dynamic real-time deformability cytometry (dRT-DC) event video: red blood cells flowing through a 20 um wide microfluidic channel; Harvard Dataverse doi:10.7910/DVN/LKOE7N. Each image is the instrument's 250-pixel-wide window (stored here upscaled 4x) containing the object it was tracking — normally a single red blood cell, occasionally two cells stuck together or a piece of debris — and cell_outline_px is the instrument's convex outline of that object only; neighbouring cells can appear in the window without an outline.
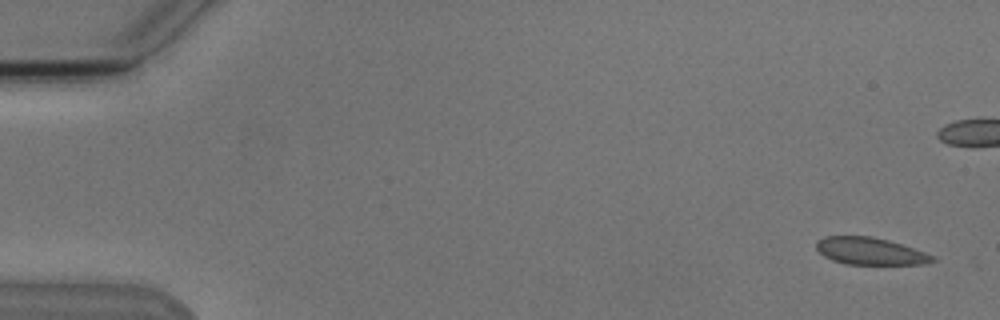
{"species": "Egyptian fruit bat (a non-hibernating species)", "species_latin": "Rousettus aegyptiacus", "temperature_condition": "cold", "stored_images_in_passage": 4, "camera_frame_rate_fps": 3000, "um_per_image_px": 0.085, "animal": {"sex": "male"}, "frame": {"image": 1, "passage_image": 1, "time_ms": 0.0, "image_size_px": [1000, 320], "cell_outline_px": [[936, 260], [924, 264], [844, 264], [832, 260], [824, 256], [816, 248], [816, 240], [824, 236], [872, 236], [888, 240], [924, 252], [932, 256]], "centroid_in_image_um": [73.9, 21.34], "position_along_channel_um": 11.1, "area_um2": 18.26}}